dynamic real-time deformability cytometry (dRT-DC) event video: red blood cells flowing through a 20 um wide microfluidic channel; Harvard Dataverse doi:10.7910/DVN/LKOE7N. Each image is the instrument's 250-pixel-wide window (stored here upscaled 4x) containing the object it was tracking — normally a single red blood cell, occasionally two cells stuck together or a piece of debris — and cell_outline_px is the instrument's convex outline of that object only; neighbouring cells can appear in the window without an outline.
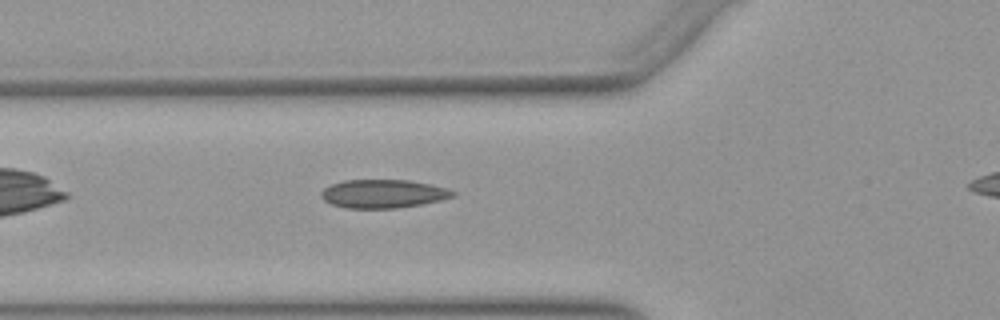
{"species": "Egyptian fruit bat (a non-hibernating species)", "species_latin": "Rousettus aegyptiacus", "temperature_condition": "warm", "stored_images_in_passage": 39, "camera_frame_rate_fps": 3000, "um_per_image_px": 0.085, "animal": {"sex": "female"}, "frame": {"image": 1, "passage_image": 11, "time_ms": 3.333, "image_size_px": [1000, 320], "cell_outline_px": [[456, 196], [440, 200], [420, 204], [396, 208], [348, 208], [332, 204], [324, 200], [320, 196], [320, 192], [324, 188], [332, 184], [344, 180], [408, 180], [432, 184], [448, 188], [456, 192]], "centroid_in_image_um": [32.59, 16.46], "position_along_channel_um": 93.2, "area_um2": 21.85}}
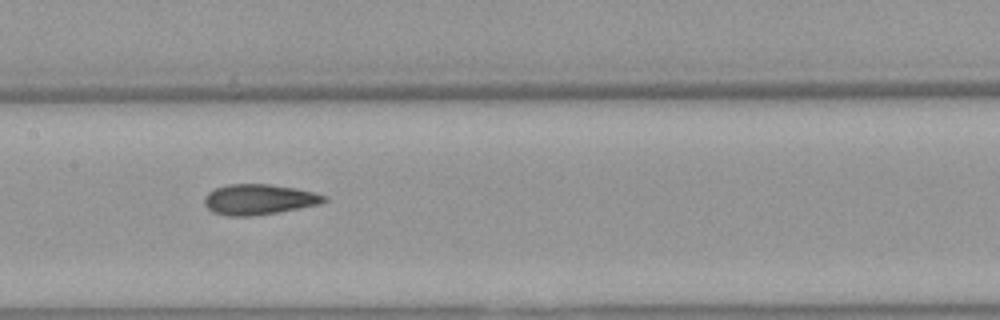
{"frame": {"image": 2, "passage_image": 18, "time_ms": 5.667, "image_size_px": [1000, 320], "cell_outline_px": [[328, 200], [320, 204], [276, 212], [252, 216], [228, 216], [212, 212], [204, 204], [204, 196], [208, 192], [216, 188], [228, 184], [268, 184], [296, 188], [316, 192], [328, 196]], "centroid_in_image_um": [22.02, 16.94], "position_along_channel_um": 185.4, "area_um2": 21.33}}
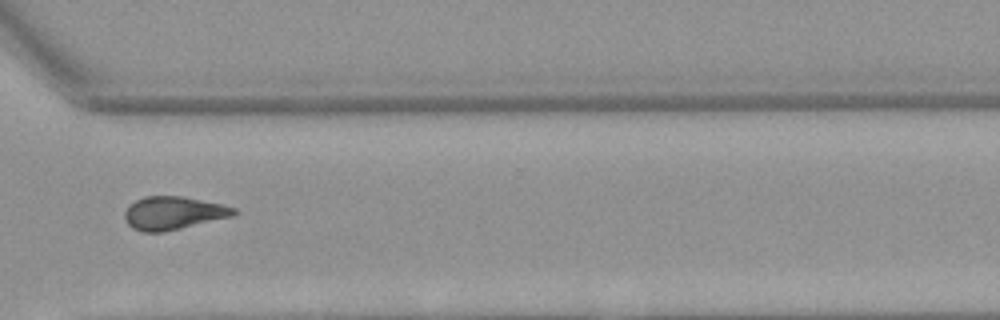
{"frame": {"image": 3, "passage_image": 31, "time_ms": 10.0, "image_size_px": [1000, 320], "cell_outline_px": [[236, 216], [164, 232], [140, 232], [132, 228], [128, 224], [124, 216], [124, 212], [128, 204], [144, 196], [184, 196], [224, 204], [236, 208]], "centroid_in_image_um": [14.75, 18.11], "position_along_channel_um": 355.9, "area_um2": 21.5}, "authors_computed_cell_mechanics": {"area_um2": 21.1548, "velocity_mm_per_s": 3.9251, "shape_relaxation_time_tau1_ms": null, "shape_relaxation_time_tau2_ms": 2.7856, "deformation_change_tau1": null, "deformation_change_tau2": 0.0858}}